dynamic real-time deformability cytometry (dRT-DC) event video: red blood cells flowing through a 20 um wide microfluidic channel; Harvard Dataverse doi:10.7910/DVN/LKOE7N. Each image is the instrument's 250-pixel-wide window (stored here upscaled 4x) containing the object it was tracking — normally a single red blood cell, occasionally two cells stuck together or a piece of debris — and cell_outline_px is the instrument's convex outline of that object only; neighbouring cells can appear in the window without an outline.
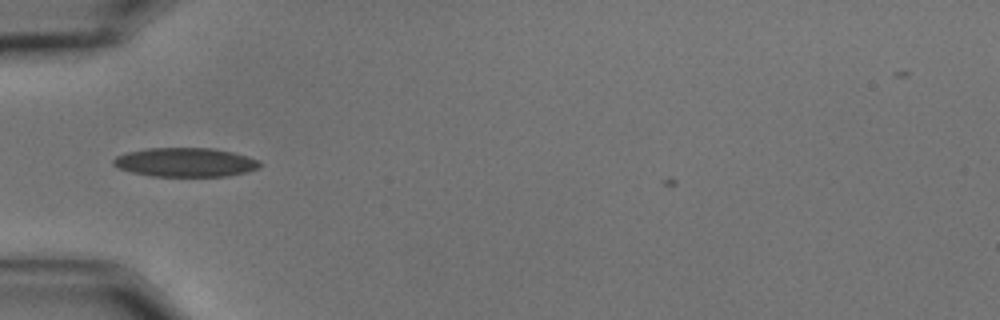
{"species": "common noctule bat (a hibernating species)", "species_latin": "Nyctalus noctula", "temperature_condition": "cold", "stored_images_in_passage": 36, "camera_frame_rate_fps": 3000, "um_per_image_px": 0.085, "animal": {"sex": "male", "body_mass_g": 15.6}, "frame": {"image": 1, "passage_image": 2, "time_ms": 0.333, "image_size_px": [1000, 320], "cell_outline_px": [[264, 164], [260, 168], [244, 172], [224, 176], [152, 176], [132, 172], [120, 168], [112, 164], [112, 160], [116, 156], [128, 152], [144, 148], [212, 148], [232, 152], [248, 156]], "centroid_in_image_um": [15.75, 13.79], "position_along_channel_um": 69.2, "area_um2": 24.68}}
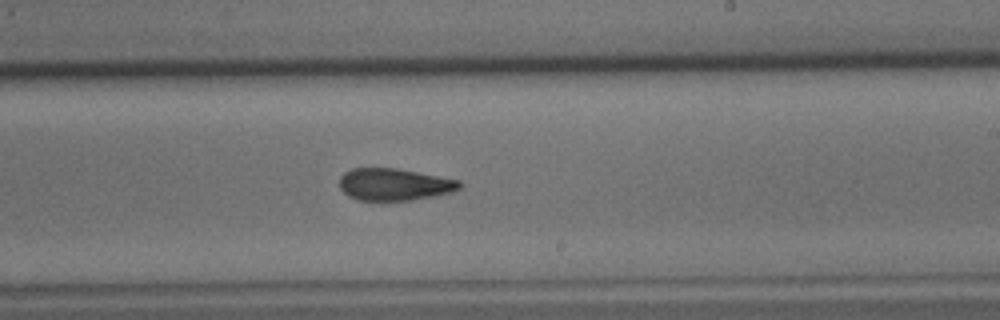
{"frame": {"image": 2, "passage_image": 18, "time_ms": 5.667, "image_size_px": [1000, 320], "cell_outline_px": [[464, 184], [460, 188], [452, 192], [412, 200], [356, 200], [348, 196], [340, 188], [340, 176], [344, 172], [352, 168], [396, 168], [460, 180]], "centroid_in_image_um": [33.51, 15.67], "position_along_channel_um": 255.5, "area_um2": 22.48}}
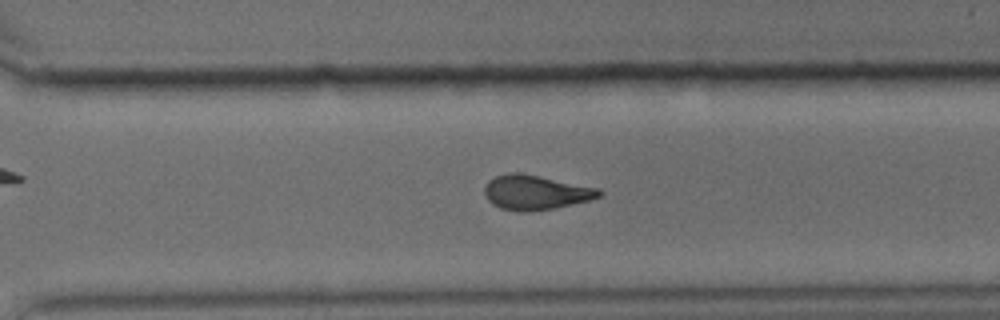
{"frame": {"image": 3, "passage_image": 24, "time_ms": 7.667, "image_size_px": [1000, 320], "cell_outline_px": [[604, 192], [600, 196], [588, 200], [556, 208], [528, 212], [516, 212], [500, 208], [492, 204], [484, 196], [484, 188], [488, 180], [496, 176], [508, 172], [516, 172], [600, 188]], "centroid_in_image_um": [45.49, 16.37], "position_along_channel_um": 325.1, "area_um2": 23.18}}